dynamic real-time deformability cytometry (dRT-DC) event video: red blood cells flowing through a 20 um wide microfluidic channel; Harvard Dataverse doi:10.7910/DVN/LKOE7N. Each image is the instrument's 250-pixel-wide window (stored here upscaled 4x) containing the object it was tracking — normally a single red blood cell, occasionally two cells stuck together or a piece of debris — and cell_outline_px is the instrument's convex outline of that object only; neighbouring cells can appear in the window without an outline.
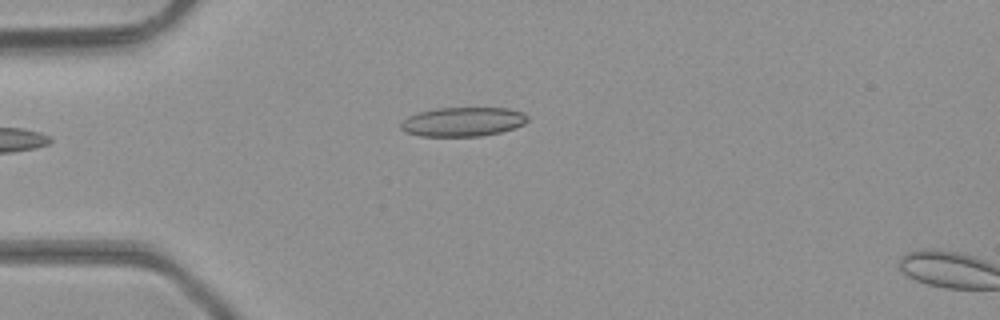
{"species": "common noctule bat (a hibernating species)", "species_latin": "Nyctalus noctula", "temperature_condition": "room temperature", "stored_images_in_passage": 3, "camera_frame_rate_fps": 3000, "um_per_image_px": 0.085, "animal": {"sex": "male", "body_mass_g": 23.1, "forearm_length_mm": 52.7}, "frame": {"image": 1, "passage_image": 1, "time_ms": 0.0, "image_size_px": [1000, 320], "cell_outline_px": [[528, 120], [524, 124], [500, 132], [480, 136], [420, 136], [404, 132], [400, 128], [400, 124], [408, 116], [420, 112], [436, 108], [508, 108], [524, 112], [528, 116]], "centroid_in_image_um": [39.34, 10.35], "position_along_channel_um": 45.7, "area_um2": 21.56}}